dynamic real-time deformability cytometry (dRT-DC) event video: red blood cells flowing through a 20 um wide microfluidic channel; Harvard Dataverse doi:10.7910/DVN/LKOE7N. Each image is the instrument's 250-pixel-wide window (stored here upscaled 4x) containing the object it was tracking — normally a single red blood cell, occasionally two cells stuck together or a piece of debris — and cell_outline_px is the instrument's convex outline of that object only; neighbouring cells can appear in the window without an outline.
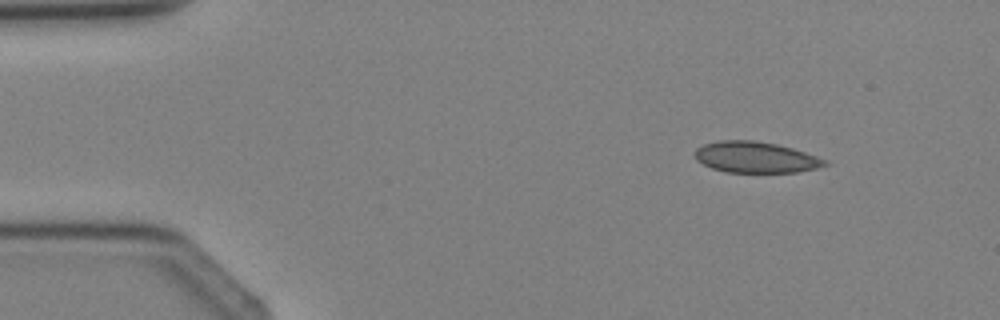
{"species": "Egyptian fruit bat (a non-hibernating species)", "species_latin": "Rousettus aegyptiacus", "temperature_condition": "cold", "stored_images_in_passage": 5, "camera_frame_rate_fps": 3000, "um_per_image_px": 0.085, "animal": {"sex": "female"}, "frame": {"image": 1, "passage_image": 2, "time_ms": 1.333, "image_size_px": [1000, 320], "cell_outline_px": [[828, 164], [816, 168], [796, 172], [724, 172], [712, 168], [696, 160], [696, 148], [704, 144], [720, 140], [752, 140], [776, 144], [792, 148], [828, 160]], "centroid_in_image_um": [64.22, 13.36], "position_along_channel_um": 20.8, "area_um2": 23.35}}
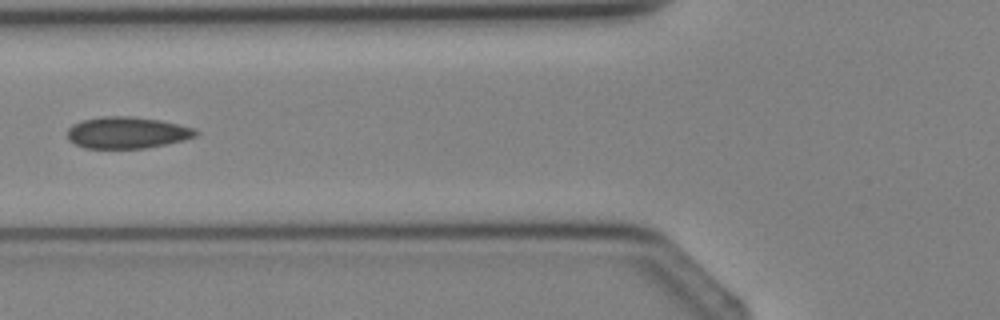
{"frame": {"image": 2, "passage_image": 5, "time_ms": 4.667, "image_size_px": [1000, 320], "cell_outline_px": [[200, 132], [196, 136], [184, 140], [144, 148], [84, 148], [68, 140], [68, 128], [72, 124], [84, 120], [104, 116], [128, 116], [160, 120], [196, 128]], "centroid_in_image_um": [10.82, 11.27], "position_along_channel_um": 115.0, "area_um2": 23.58}}